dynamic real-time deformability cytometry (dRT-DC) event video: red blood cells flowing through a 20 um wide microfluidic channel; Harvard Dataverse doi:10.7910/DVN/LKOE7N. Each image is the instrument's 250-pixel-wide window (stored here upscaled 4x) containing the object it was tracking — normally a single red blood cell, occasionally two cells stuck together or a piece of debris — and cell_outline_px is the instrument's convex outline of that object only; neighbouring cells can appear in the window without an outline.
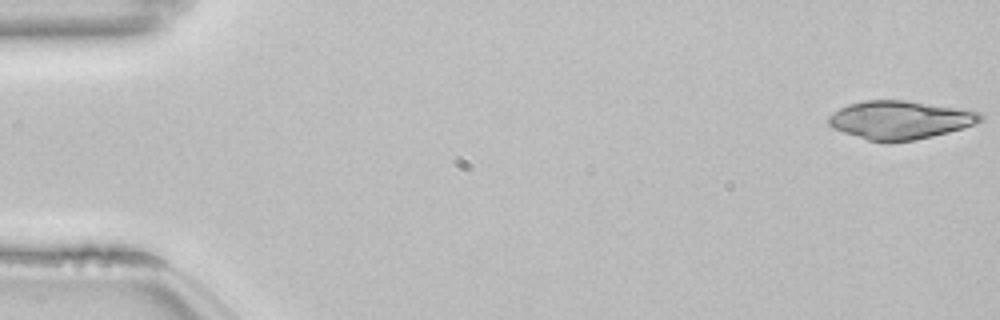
{"species": "common noctule bat (a hibernating species)", "species_latin": "Nyctalus noctula", "temperature_condition": "room temperature", "stored_images_in_passage": 53, "camera_frame_rate_fps": 3000, "um_per_image_px": 0.085, "animal": {"sex": "female", "body_mass_g": 22.7, "forearm_length_mm": 54.2}, "frame": {"image": 1, "passage_image": 1, "time_ms": 0.0, "image_size_px": [1000, 320], "cell_outline_px": [[984, 120], [976, 124], [948, 132], [916, 140], [888, 144], [884, 144], [868, 140], [832, 128], [828, 124], [828, 116], [832, 112], [848, 104], [864, 100], [908, 100], [980, 112], [984, 116]], "centroid_in_image_um": [76.49, 10.21], "position_along_channel_um": 8.5, "area_um2": 34.39}}